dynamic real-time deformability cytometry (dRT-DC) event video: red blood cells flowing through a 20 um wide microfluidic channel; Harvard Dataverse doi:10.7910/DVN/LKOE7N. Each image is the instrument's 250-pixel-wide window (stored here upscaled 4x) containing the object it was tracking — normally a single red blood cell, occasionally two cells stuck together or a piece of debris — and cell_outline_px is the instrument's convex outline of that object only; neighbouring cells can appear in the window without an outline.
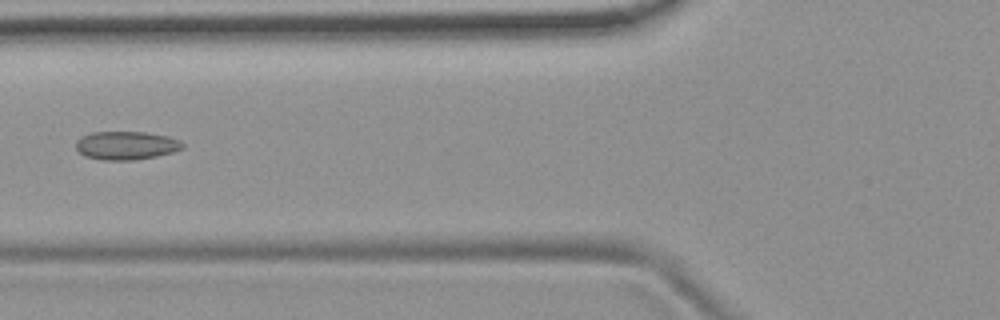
{"species": "common noctule bat (a hibernating species)", "species_latin": "Nyctalus noctula", "temperature_condition": "room temperature", "stored_images_in_passage": 7, "camera_frame_rate_fps": 3000, "um_per_image_px": 0.085, "animal": {"sex": "female", "body_mass_g": 19.9}, "frame": {"image": 1, "passage_image": 6, "time_ms": 6.667, "image_size_px": [1000, 320], "cell_outline_px": [[184, 148], [172, 152], [156, 156], [136, 160], [104, 160], [84, 156], [76, 148], [76, 140], [80, 136], [92, 132], [144, 132], [168, 136], [180, 140], [184, 144]], "centroid_in_image_um": [10.72, 12.36], "position_along_channel_um": 115.1, "area_um2": 17.74}}
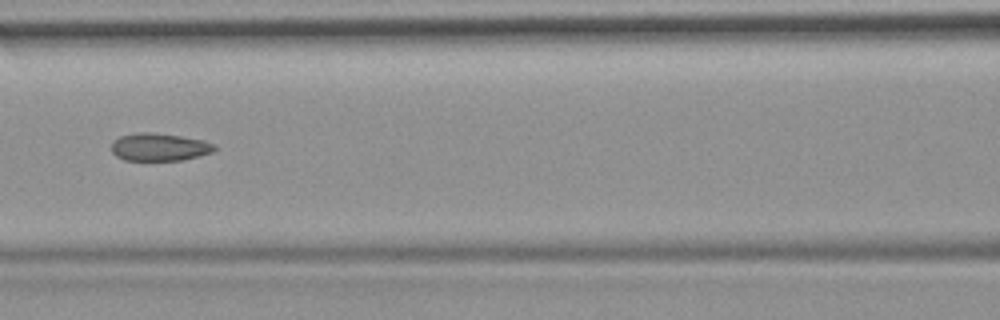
{"frame": {"image": 2, "passage_image": 7, "time_ms": 7.667, "image_size_px": [1000, 320], "cell_outline_px": [[216, 148], [212, 152], [200, 156], [184, 160], [124, 160], [116, 156], [112, 152], [112, 140], [120, 136], [136, 132], [152, 132], [180, 136], [204, 140], [216, 144]], "centroid_in_image_um": [13.55, 12.49], "position_along_channel_um": 153.1, "area_um2": 16.82}}